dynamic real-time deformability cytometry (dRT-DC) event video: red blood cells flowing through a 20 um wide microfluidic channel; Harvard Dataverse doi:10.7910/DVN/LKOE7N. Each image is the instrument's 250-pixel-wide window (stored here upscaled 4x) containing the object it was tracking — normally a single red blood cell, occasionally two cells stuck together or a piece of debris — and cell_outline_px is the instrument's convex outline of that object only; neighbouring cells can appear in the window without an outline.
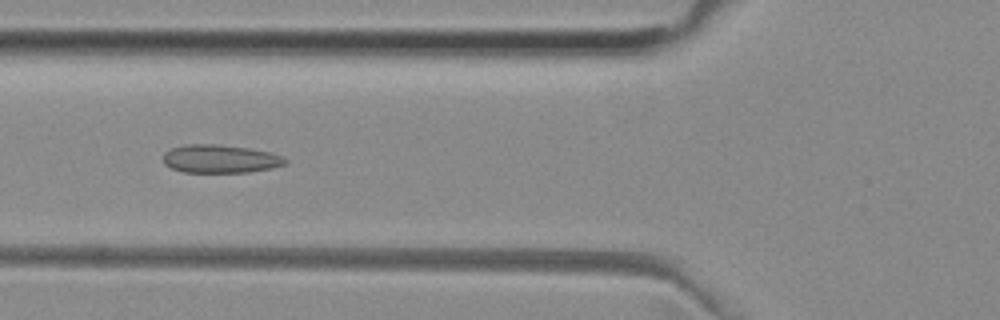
{"species": "common noctule bat (a hibernating species)", "species_latin": "Nyctalus noctula", "temperature_condition": "room temperature", "stored_images_in_passage": 43, "camera_frame_rate_fps": 3000, "um_per_image_px": 0.085, "animal": {"sex": "female", "body_mass_g": 29.2, "forearm_length_mm": 56.3}, "frame": {"image": 1, "passage_image": 11, "time_ms": 3.333, "image_size_px": [1000, 320], "cell_outline_px": [[288, 164], [272, 168], [248, 172], [184, 172], [172, 168], [164, 164], [164, 152], [172, 148], [188, 144], [220, 144], [248, 148], [268, 152], [284, 156], [288, 160]], "centroid_in_image_um": [18.76, 13.5], "position_along_channel_um": 107.0, "area_um2": 20.11}}
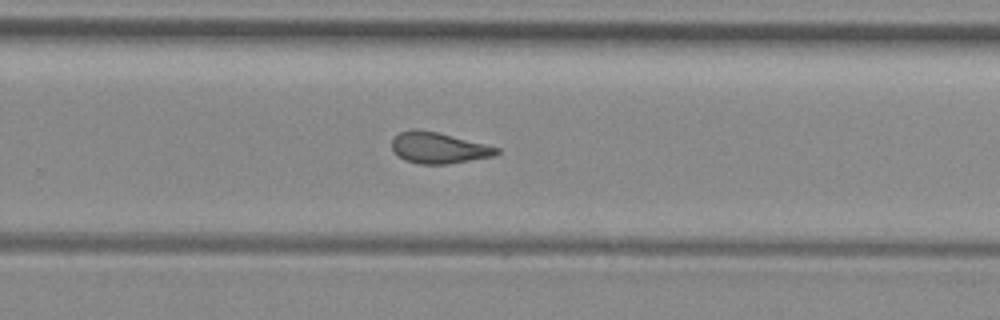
{"frame": {"image": 2, "passage_image": 25, "time_ms": 8.0, "image_size_px": [1000, 320], "cell_outline_px": [[500, 152], [496, 156], [448, 164], [420, 164], [404, 160], [392, 148], [392, 140], [400, 132], [412, 128], [420, 128], [500, 148]], "centroid_in_image_um": [37.29, 12.57], "position_along_channel_um": 292.5, "area_um2": 18.9}}
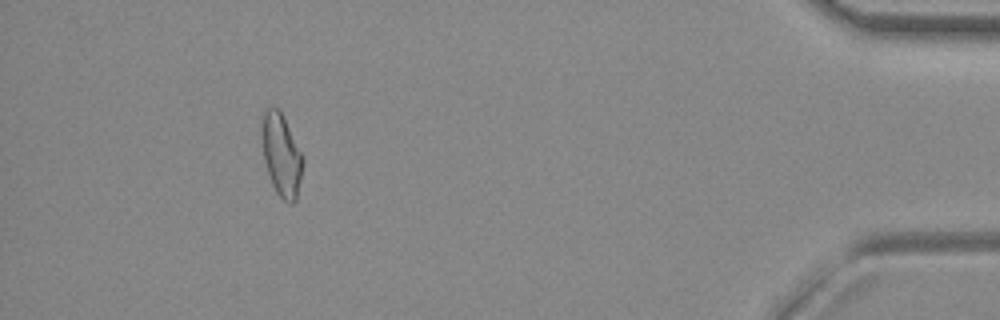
{"frame": {"image": 3, "passage_image": 39, "time_ms": 12.667, "image_size_px": [1000, 320], "cell_outline_px": [[304, 164], [296, 200], [292, 204], [288, 204], [276, 192], [272, 184], [264, 160], [260, 136], [260, 124], [264, 112], [268, 108], [276, 108], [280, 112], [304, 156]], "centroid_in_image_um": [23.91, 13.19], "position_along_channel_um": 411.3, "area_um2": 19.83}, "authors_computed_cell_mechanics": {"area_um2": 19.5364, "velocity_mm_per_s": 3.9816, "shape_relaxation_time_tau1_ms": null, "shape_relaxation_time_tau2_ms": 1.3313, "deformation_change_tau1": null, "deformation_change_tau2": 0.0938}}